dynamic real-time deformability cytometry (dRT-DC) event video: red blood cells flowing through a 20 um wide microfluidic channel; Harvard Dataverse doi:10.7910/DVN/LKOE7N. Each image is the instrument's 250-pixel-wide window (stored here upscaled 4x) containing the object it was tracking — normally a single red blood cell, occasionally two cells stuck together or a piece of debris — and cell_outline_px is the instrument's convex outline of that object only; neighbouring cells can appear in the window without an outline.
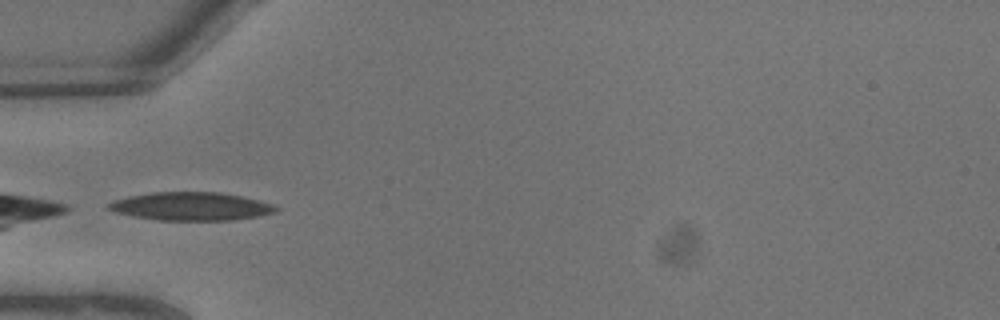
{"species": "common noctule bat (a hibernating species)", "species_latin": "Nyctalus noctula", "temperature_condition": "warm", "stored_images_in_passage": 4, "camera_frame_rate_fps": 3000, "um_per_image_px": 0.085, "animal": {"sex": "male", "body_mass_g": 13.3}, "frame": {"image": 1, "passage_image": 3, "time_ms": 0.667, "image_size_px": [1000, 320], "cell_outline_px": [[280, 208], [276, 212], [260, 216], [232, 220], [160, 220], [136, 216], [116, 212], [108, 208], [108, 204], [112, 200], [128, 196], [152, 192], [220, 192], [240, 196], [272, 204]], "centroid_in_image_um": [16.26, 17.53], "position_along_channel_um": 68.7, "area_um2": 27.34}}
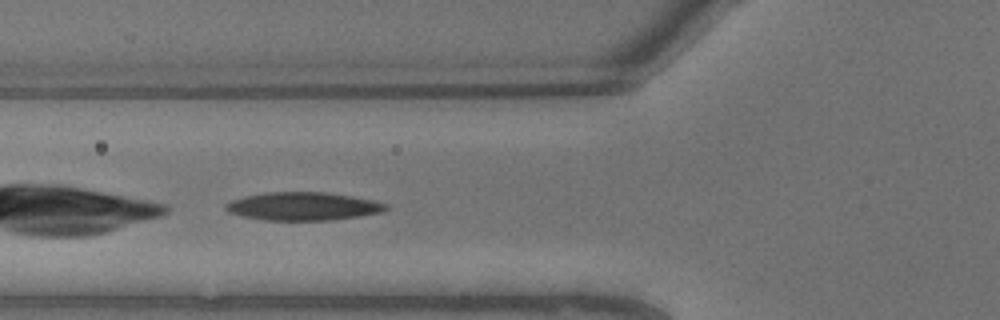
{"frame": {"image": 2, "passage_image": 4, "time_ms": 1.0, "image_size_px": [1000, 320], "cell_outline_px": [[388, 208], [380, 212], [332, 220], [264, 220], [244, 216], [228, 212], [224, 208], [224, 204], [232, 200], [244, 196], [264, 192], [324, 192], [352, 196], [372, 200], [388, 204]], "centroid_in_image_um": [25.71, 17.53], "position_along_channel_um": 100.1, "area_um2": 26.13}}